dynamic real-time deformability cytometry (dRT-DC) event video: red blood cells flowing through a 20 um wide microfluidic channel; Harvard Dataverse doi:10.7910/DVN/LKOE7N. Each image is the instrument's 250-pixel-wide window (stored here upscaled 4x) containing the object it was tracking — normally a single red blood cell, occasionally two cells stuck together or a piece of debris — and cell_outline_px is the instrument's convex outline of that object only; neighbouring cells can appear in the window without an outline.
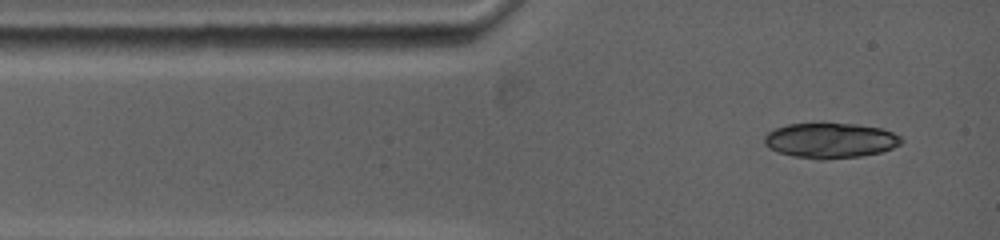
{"species": "common noctule bat (a hibernating species)", "species_latin": "Nyctalus noctula", "temperature_condition": "warm", "stored_images_in_passage": 2, "camera_frame_rate_fps": 5000, "um_per_image_px": 0.085, "animal": {"sex": "female", "body_mass_g": 19.0, "forearm_length_mm": 53.3}, "frame": {"image": 1, "passage_image": 1, "time_ms": 0.0, "image_size_px": [1000, 240], "cell_outline_px": [[904, 140], [900, 144], [892, 148], [880, 152], [860, 156], [820, 160], [792, 156], [768, 148], [764, 144], [764, 136], [768, 132], [776, 128], [788, 124], [856, 124], [880, 128], [892, 132], [900, 136]], "centroid_in_image_um": [70.57, 11.95], "position_along_channel_um": 14.4, "area_um2": 27.92}}